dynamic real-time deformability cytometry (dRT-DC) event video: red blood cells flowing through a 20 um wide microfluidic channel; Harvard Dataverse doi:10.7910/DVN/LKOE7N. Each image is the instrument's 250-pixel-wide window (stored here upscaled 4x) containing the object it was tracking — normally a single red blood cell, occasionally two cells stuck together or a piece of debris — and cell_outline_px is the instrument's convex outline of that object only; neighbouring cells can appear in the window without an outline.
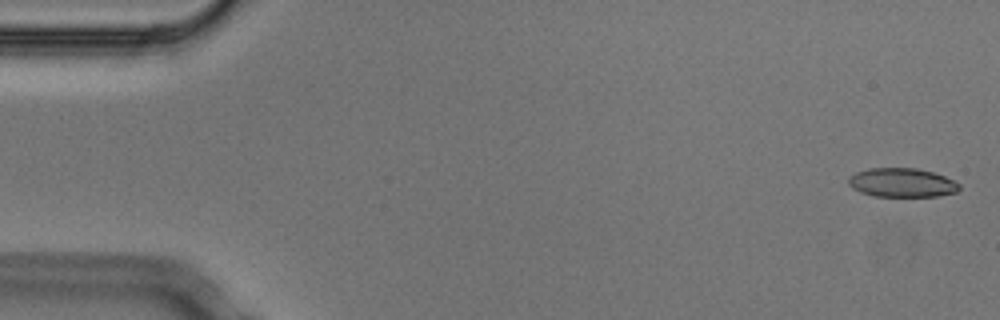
{"species": "Egyptian fruit bat (a non-hibernating species)", "species_latin": "Rousettus aegyptiacus", "temperature_condition": "cold", "stored_images_in_passage": 4, "camera_frame_rate_fps": 3000, "um_per_image_px": 0.085, "animal": {"sex": "male"}, "frame": {"image": 1, "passage_image": 1, "time_ms": 0.0, "image_size_px": [1000, 320], "cell_outline_px": [[960, 188], [956, 192], [936, 196], [876, 196], [860, 192], [852, 188], [848, 184], [848, 176], [856, 172], [868, 168], [916, 168], [932, 172], [944, 176], [960, 184]], "centroid_in_image_um": [76.63, 15.52], "position_along_channel_um": 8.4, "area_um2": 18.67}}